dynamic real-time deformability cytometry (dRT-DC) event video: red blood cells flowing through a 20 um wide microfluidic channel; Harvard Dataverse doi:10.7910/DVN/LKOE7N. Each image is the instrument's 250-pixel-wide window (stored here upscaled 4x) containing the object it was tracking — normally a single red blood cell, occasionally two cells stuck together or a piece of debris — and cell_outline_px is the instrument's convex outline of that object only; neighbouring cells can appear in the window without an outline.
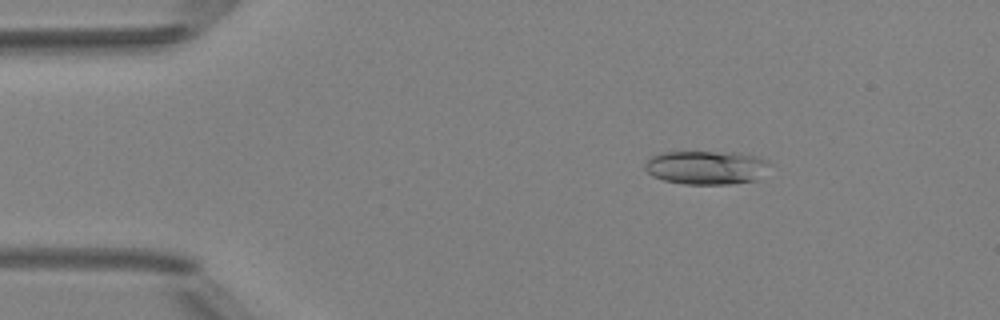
{"species": "Egyptian fruit bat (a non-hibernating species)", "species_latin": "Rousettus aegyptiacus", "temperature_condition": "room temperature", "stored_images_in_passage": 4, "camera_frame_rate_fps": 3000, "um_per_image_px": 0.085, "animal": {"sex": "female"}, "frame": {"image": 1, "passage_image": 2, "time_ms": 1.0, "image_size_px": [1000, 320], "cell_outline_px": [[772, 164], [756, 180], [732, 184], [684, 184], [664, 180], [652, 176], [644, 168], [644, 164], [652, 156], [660, 152], [736, 152], [756, 156], [768, 160]], "centroid_in_image_um": [60.05, 14.23], "position_along_channel_um": 25.0, "area_um2": 24.68}}
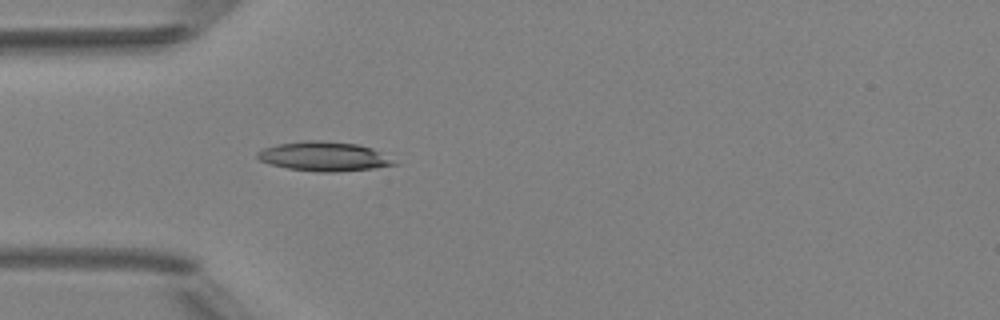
{"frame": {"image": 2, "passage_image": 4, "time_ms": 3.333, "image_size_px": [1000, 320], "cell_outline_px": [[396, 164], [372, 168], [336, 172], [316, 172], [288, 168], [268, 164], [260, 160], [256, 156], [256, 152], [264, 148], [276, 144], [304, 140], [316, 140], [356, 144], [372, 148], [392, 160]], "centroid_in_image_um": [27.44, 13.29], "position_along_channel_um": 57.6, "area_um2": 23.12}}